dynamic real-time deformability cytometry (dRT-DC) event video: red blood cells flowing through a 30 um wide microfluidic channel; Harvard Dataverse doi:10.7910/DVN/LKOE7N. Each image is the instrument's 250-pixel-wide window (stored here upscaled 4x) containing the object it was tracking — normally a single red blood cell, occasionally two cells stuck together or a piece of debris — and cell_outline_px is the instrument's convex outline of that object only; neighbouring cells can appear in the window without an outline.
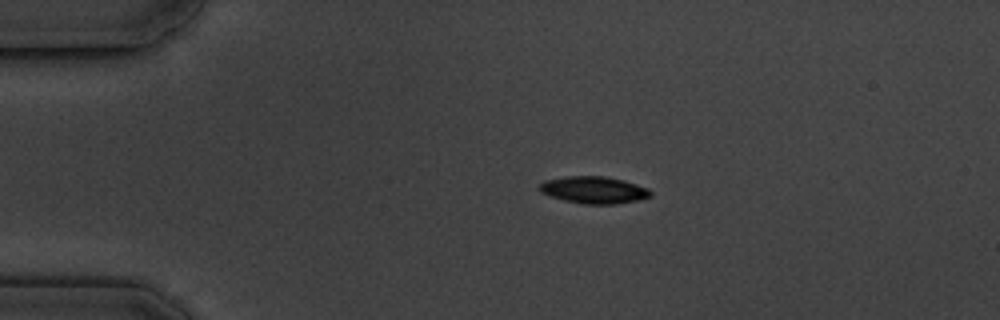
{"species": "common noctule bat (a hibernating species)", "species_latin": "Nyctalus noctula", "temperature_condition": "cold", "stored_images_in_passage": 6, "camera_frame_rate_fps": 3000, "um_per_image_px": 0.085, "animal": {"sex": "male", "body_mass_g": 19.5, "forearm_length_mm": 54.6}, "frame": {"image": 1, "passage_image": 3, "time_ms": 2.667, "image_size_px": [1000, 320], "cell_outline_px": [[652, 196], [636, 200], [616, 204], [584, 204], [564, 200], [540, 192], [536, 188], [544, 180], [564, 176], [604, 176], [624, 180], [648, 188], [652, 192]], "centroid_in_image_um": [50.45, 16.14], "position_along_channel_um": 34.5, "area_um2": 17.57}}